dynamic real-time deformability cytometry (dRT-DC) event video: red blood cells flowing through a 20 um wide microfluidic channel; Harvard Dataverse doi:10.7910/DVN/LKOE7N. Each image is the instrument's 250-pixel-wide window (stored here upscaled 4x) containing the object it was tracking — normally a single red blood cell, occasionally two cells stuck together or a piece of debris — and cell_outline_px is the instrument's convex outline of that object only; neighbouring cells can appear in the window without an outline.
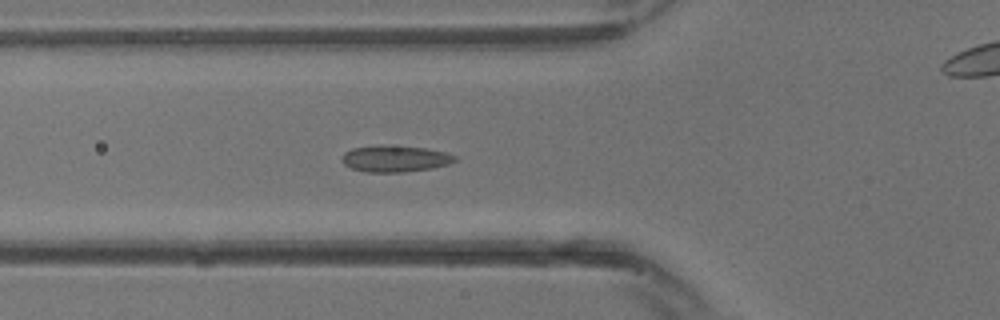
{"species": "common noctule bat (a hibernating species)", "species_latin": "Nyctalus noctula", "temperature_condition": "warm", "stored_images_in_passage": 13, "camera_frame_rate_fps": 3000, "um_per_image_px": 0.085, "animal": {"sex": "male", "body_mass_g": 13.3}, "frame": {"image": 1, "passage_image": 11, "time_ms": 3.333, "image_size_px": [1000, 320], "cell_outline_px": [[456, 160], [448, 164], [432, 168], [404, 172], [364, 172], [352, 168], [344, 164], [344, 152], [352, 148], [388, 144], [424, 148], [444, 152], [456, 156]], "centroid_in_image_um": [33.58, 13.48], "position_along_channel_um": 92.2, "area_um2": 17.34}}
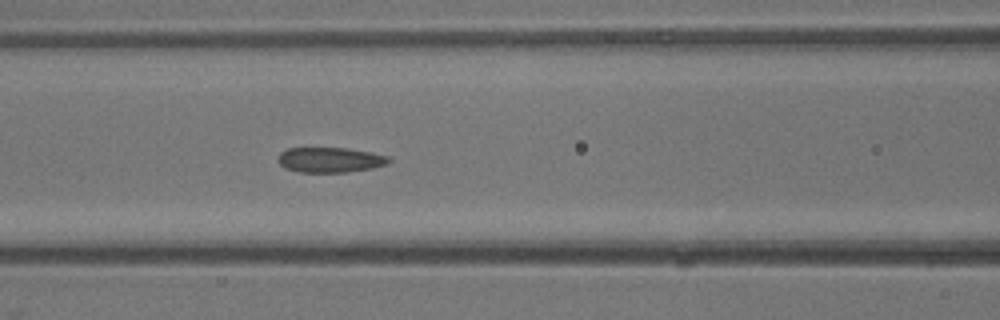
{"frame": {"image": 2, "passage_image": 13, "time_ms": 4.0, "image_size_px": [1000, 320], "cell_outline_px": [[392, 160], [388, 164], [372, 168], [348, 172], [300, 172], [284, 168], [276, 160], [280, 152], [288, 148], [348, 148], [372, 152], [388, 156]], "centroid_in_image_um": [28.06, 13.58], "position_along_channel_um": 138.5, "area_um2": 16.42}}